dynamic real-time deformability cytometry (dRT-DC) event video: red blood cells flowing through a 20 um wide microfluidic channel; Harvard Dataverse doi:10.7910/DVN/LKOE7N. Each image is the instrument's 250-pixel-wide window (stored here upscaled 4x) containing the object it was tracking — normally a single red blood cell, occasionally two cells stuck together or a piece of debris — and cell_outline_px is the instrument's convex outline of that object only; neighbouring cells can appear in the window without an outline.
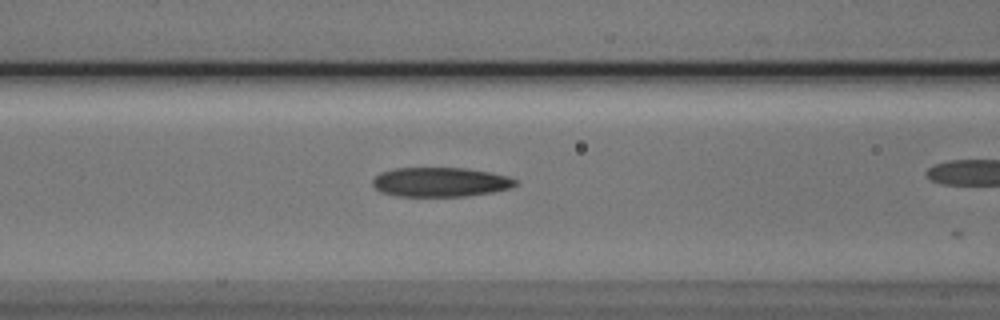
{"species": "Egyptian fruit bat (a non-hibernating species)", "species_latin": "Rousettus aegyptiacus", "temperature_condition": "cold", "stored_images_in_passage": 7, "camera_frame_rate_fps": 3000, "um_per_image_px": 0.085, "animal": {"sex": "male"}, "frame": {"image": 1, "passage_image": 3, "time_ms": 0.667, "image_size_px": [1000, 320], "cell_outline_px": [[520, 180], [512, 188], [492, 192], [468, 196], [396, 196], [380, 192], [372, 184], [372, 180], [380, 172], [396, 168], [468, 168], [492, 172], [508, 176]], "centroid_in_image_um": [37.47, 15.47], "position_along_channel_um": 129.1, "area_um2": 24.74}}
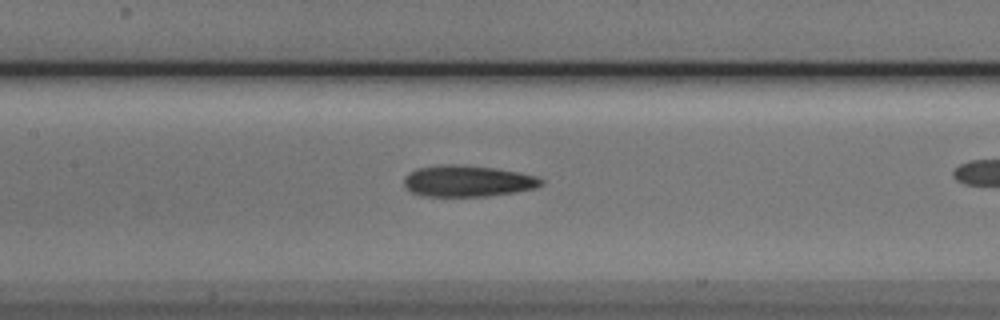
{"frame": {"image": 2, "passage_image": 6, "time_ms": 1.667, "image_size_px": [1000, 320], "cell_outline_px": [[544, 184], [536, 188], [488, 196], [424, 196], [412, 192], [404, 184], [404, 176], [408, 172], [416, 168], [440, 164], [464, 164], [496, 168], [536, 176], [544, 180]], "centroid_in_image_um": [39.73, 15.37], "position_along_channel_um": 167.7, "area_um2": 25.2}}